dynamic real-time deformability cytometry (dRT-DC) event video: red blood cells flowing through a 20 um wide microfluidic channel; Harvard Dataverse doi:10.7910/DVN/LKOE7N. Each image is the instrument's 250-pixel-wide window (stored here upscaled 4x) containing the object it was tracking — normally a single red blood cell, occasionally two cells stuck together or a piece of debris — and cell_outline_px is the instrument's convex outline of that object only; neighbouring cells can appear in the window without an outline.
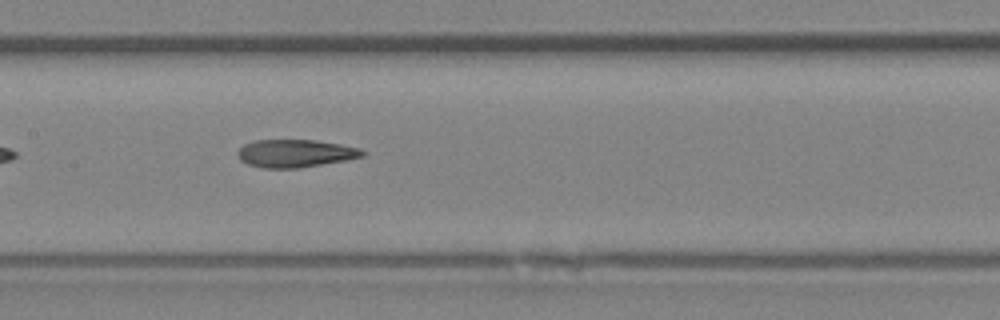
{"species": "Egyptian fruit bat (a non-hibernating species)", "species_latin": "Rousettus aegyptiacus", "temperature_condition": "room temperature", "stored_images_in_passage": 33, "camera_frame_rate_fps": 3000, "um_per_image_px": 0.085, "animal": {"sex": "female"}, "frame": {"image": 1, "passage_image": 10, "time_ms": 3.0, "image_size_px": [1000, 320], "cell_outline_px": [[368, 152], [364, 156], [344, 160], [300, 168], [264, 168], [248, 164], [240, 160], [236, 156], [236, 152], [244, 144], [256, 140], [316, 140], [340, 144], [360, 148]], "centroid_in_image_um": [25.09, 13.03], "position_along_channel_um": 182.3, "area_um2": 20.29}}
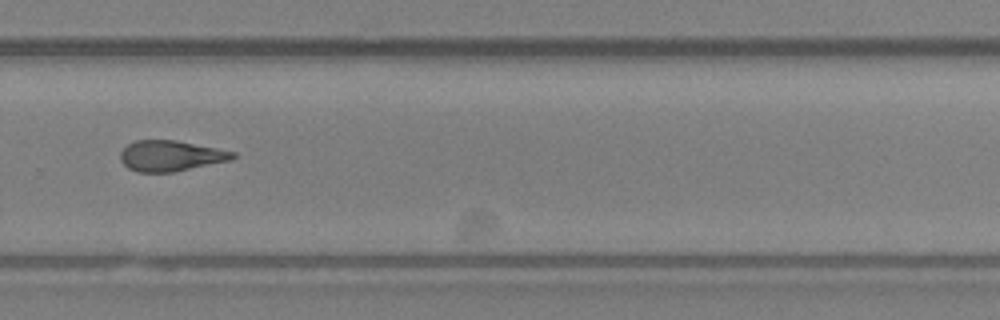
{"frame": {"image": 2, "passage_image": 19, "time_ms": 6.0, "image_size_px": [1000, 320], "cell_outline_px": [[236, 156], [228, 160], [172, 172], [136, 172], [128, 168], [120, 160], [120, 152], [128, 144], [136, 140], [176, 140], [236, 152]], "centroid_in_image_um": [14.46, 13.24], "position_along_channel_um": 315.3, "area_um2": 19.83}, "authors_computed_cell_mechanics": {"area_um2": 20.4612, "velocity_mm_per_s": 4.4501, "shape_relaxation_time_tau1_ms": null, "shape_relaxation_time_tau2_ms": 2.0756, "deformation_change_tau1": null, "deformation_change_tau2": 0.1105}}